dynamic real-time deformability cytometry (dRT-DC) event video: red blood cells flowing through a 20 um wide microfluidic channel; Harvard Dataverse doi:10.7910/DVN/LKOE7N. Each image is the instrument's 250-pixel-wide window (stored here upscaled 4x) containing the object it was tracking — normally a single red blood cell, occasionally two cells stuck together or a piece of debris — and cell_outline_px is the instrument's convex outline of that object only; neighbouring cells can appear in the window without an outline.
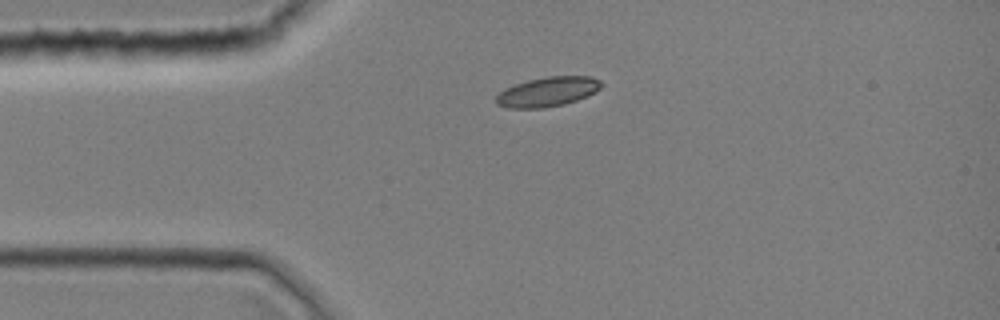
{"species": "common noctule bat (a hibernating species)", "species_latin": "Nyctalus noctula", "temperature_condition": "room temperature", "stored_images_in_passage": 3, "camera_frame_rate_fps": 3000, "um_per_image_px": 0.085, "animal": {"sex": "female", "body_mass_g": 19.0, "forearm_length_mm": 51.5}, "frame": {"image": 1, "passage_image": 1, "time_ms": 0.0, "image_size_px": [1000, 320], "cell_outline_px": [[604, 84], [600, 88], [588, 96], [564, 104], [544, 108], [508, 108], [496, 104], [496, 96], [504, 88], [528, 80], [548, 76], [592, 76], [600, 80]], "centroid_in_image_um": [46.56, 7.79], "position_along_channel_um": 38.4, "area_um2": 18.21}}